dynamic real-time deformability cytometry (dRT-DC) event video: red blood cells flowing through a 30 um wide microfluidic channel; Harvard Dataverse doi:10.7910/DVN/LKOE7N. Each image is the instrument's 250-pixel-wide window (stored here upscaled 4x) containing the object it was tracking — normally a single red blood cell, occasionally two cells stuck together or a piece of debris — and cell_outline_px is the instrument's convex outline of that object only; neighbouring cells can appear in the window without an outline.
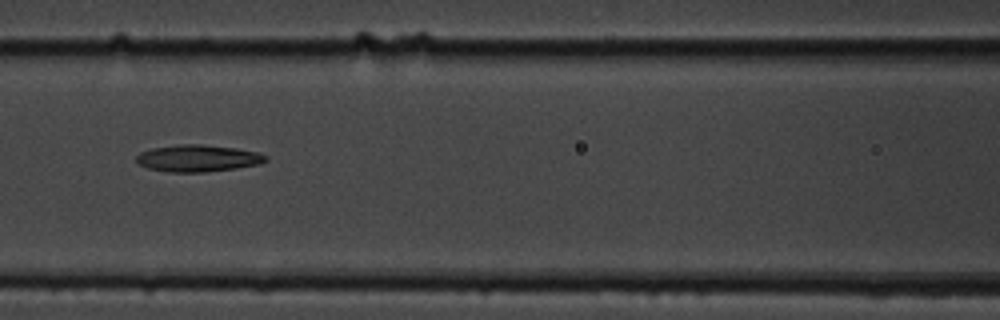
{"species": "common noctule bat (a hibernating species)", "species_latin": "Nyctalus noctula", "temperature_condition": "cold", "stored_images_in_passage": 7, "camera_frame_rate_fps": 3000, "um_per_image_px": 0.085, "animal": {"sex": "male", "body_mass_g": 19.5, "forearm_length_mm": 54.6}, "frame": {"image": 1, "passage_image": 5, "time_ms": 5.667, "image_size_px": [1000, 320], "cell_outline_px": [[268, 160], [260, 164], [236, 168], [204, 172], [168, 172], [148, 168], [140, 164], [136, 160], [136, 156], [140, 152], [152, 148], [180, 144], [204, 144], [236, 148], [260, 152], [268, 156]], "centroid_in_image_um": [16.86, 13.44], "position_along_channel_um": 149.7, "area_um2": 20.4}}
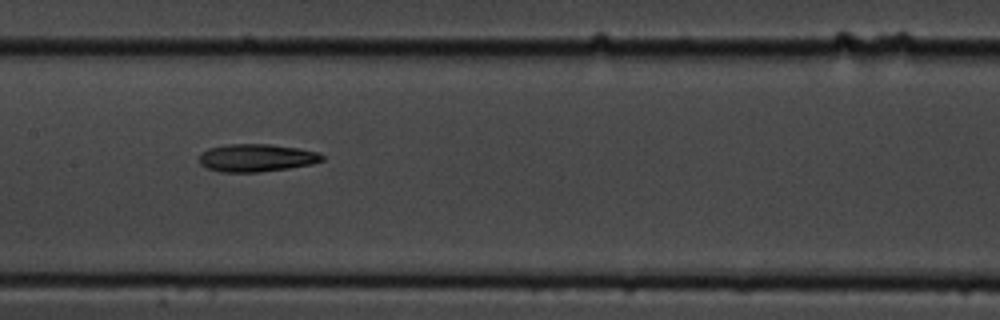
{"frame": {"image": 2, "passage_image": 6, "time_ms": 6.667, "image_size_px": [1000, 320], "cell_outline_px": [[324, 160], [312, 164], [288, 168], [260, 172], [220, 172], [208, 168], [200, 164], [196, 160], [200, 152], [208, 148], [228, 144], [268, 144], [296, 148], [320, 152], [324, 156]], "centroid_in_image_um": [21.76, 13.41], "position_along_channel_um": 185.6, "area_um2": 20.06}}
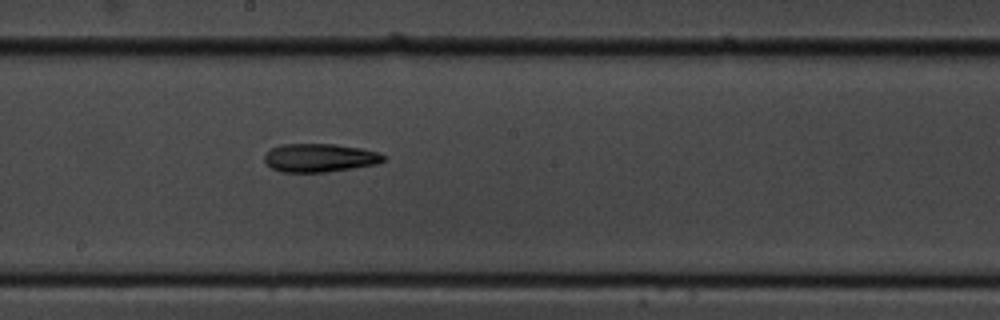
{"frame": {"image": 3, "passage_image": 7, "time_ms": 7.667, "image_size_px": [1000, 320], "cell_outline_px": [[384, 160], [376, 164], [352, 168], [324, 172], [280, 172], [272, 168], [264, 160], [264, 156], [272, 148], [280, 144], [336, 144], [360, 148], [380, 152], [384, 156]], "centroid_in_image_um": [27.16, 13.41], "position_along_channel_um": 221.0, "area_um2": 19.59}}